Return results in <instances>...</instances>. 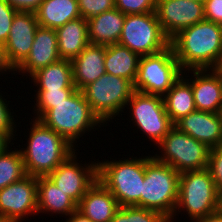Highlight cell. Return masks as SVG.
Listing matches in <instances>:
<instances>
[{
    "instance_id": "obj_35",
    "label": "cell",
    "mask_w": 222,
    "mask_h": 222,
    "mask_svg": "<svg viewBox=\"0 0 222 222\" xmlns=\"http://www.w3.org/2000/svg\"><path fill=\"white\" fill-rule=\"evenodd\" d=\"M17 12L7 1L0 0V44L2 45L8 39L10 27Z\"/></svg>"
},
{
    "instance_id": "obj_20",
    "label": "cell",
    "mask_w": 222,
    "mask_h": 222,
    "mask_svg": "<svg viewBox=\"0 0 222 222\" xmlns=\"http://www.w3.org/2000/svg\"><path fill=\"white\" fill-rule=\"evenodd\" d=\"M105 46L88 44L72 63L73 83L77 90H82L91 82L105 74Z\"/></svg>"
},
{
    "instance_id": "obj_43",
    "label": "cell",
    "mask_w": 222,
    "mask_h": 222,
    "mask_svg": "<svg viewBox=\"0 0 222 222\" xmlns=\"http://www.w3.org/2000/svg\"><path fill=\"white\" fill-rule=\"evenodd\" d=\"M0 222H10V221L4 218L3 216H0Z\"/></svg>"
},
{
    "instance_id": "obj_10",
    "label": "cell",
    "mask_w": 222,
    "mask_h": 222,
    "mask_svg": "<svg viewBox=\"0 0 222 222\" xmlns=\"http://www.w3.org/2000/svg\"><path fill=\"white\" fill-rule=\"evenodd\" d=\"M119 44L139 56L163 51L170 46V39L162 30L155 12L126 14Z\"/></svg>"
},
{
    "instance_id": "obj_36",
    "label": "cell",
    "mask_w": 222,
    "mask_h": 222,
    "mask_svg": "<svg viewBox=\"0 0 222 222\" xmlns=\"http://www.w3.org/2000/svg\"><path fill=\"white\" fill-rule=\"evenodd\" d=\"M205 20L222 25V0H204Z\"/></svg>"
},
{
    "instance_id": "obj_23",
    "label": "cell",
    "mask_w": 222,
    "mask_h": 222,
    "mask_svg": "<svg viewBox=\"0 0 222 222\" xmlns=\"http://www.w3.org/2000/svg\"><path fill=\"white\" fill-rule=\"evenodd\" d=\"M61 59L72 60L89 44L88 20L80 17L55 30Z\"/></svg>"
},
{
    "instance_id": "obj_40",
    "label": "cell",
    "mask_w": 222,
    "mask_h": 222,
    "mask_svg": "<svg viewBox=\"0 0 222 222\" xmlns=\"http://www.w3.org/2000/svg\"><path fill=\"white\" fill-rule=\"evenodd\" d=\"M68 217L69 218H67L65 222H93L88 217L84 216L81 212H79L78 210L69 214Z\"/></svg>"
},
{
    "instance_id": "obj_9",
    "label": "cell",
    "mask_w": 222,
    "mask_h": 222,
    "mask_svg": "<svg viewBox=\"0 0 222 222\" xmlns=\"http://www.w3.org/2000/svg\"><path fill=\"white\" fill-rule=\"evenodd\" d=\"M154 157L177 172L203 170L208 167L210 148L174 126L157 145ZM160 147V148H159ZM159 153V154H157Z\"/></svg>"
},
{
    "instance_id": "obj_39",
    "label": "cell",
    "mask_w": 222,
    "mask_h": 222,
    "mask_svg": "<svg viewBox=\"0 0 222 222\" xmlns=\"http://www.w3.org/2000/svg\"><path fill=\"white\" fill-rule=\"evenodd\" d=\"M195 222H222V209L208 214L205 217L196 220Z\"/></svg>"
},
{
    "instance_id": "obj_34",
    "label": "cell",
    "mask_w": 222,
    "mask_h": 222,
    "mask_svg": "<svg viewBox=\"0 0 222 222\" xmlns=\"http://www.w3.org/2000/svg\"><path fill=\"white\" fill-rule=\"evenodd\" d=\"M207 169L210 171L217 190L222 192V145L210 148Z\"/></svg>"
},
{
    "instance_id": "obj_28",
    "label": "cell",
    "mask_w": 222,
    "mask_h": 222,
    "mask_svg": "<svg viewBox=\"0 0 222 222\" xmlns=\"http://www.w3.org/2000/svg\"><path fill=\"white\" fill-rule=\"evenodd\" d=\"M20 148L19 144L14 151L10 146L0 154V189L27 176Z\"/></svg>"
},
{
    "instance_id": "obj_45",
    "label": "cell",
    "mask_w": 222,
    "mask_h": 222,
    "mask_svg": "<svg viewBox=\"0 0 222 222\" xmlns=\"http://www.w3.org/2000/svg\"><path fill=\"white\" fill-rule=\"evenodd\" d=\"M220 195H221V209H222V192L220 193Z\"/></svg>"
},
{
    "instance_id": "obj_26",
    "label": "cell",
    "mask_w": 222,
    "mask_h": 222,
    "mask_svg": "<svg viewBox=\"0 0 222 222\" xmlns=\"http://www.w3.org/2000/svg\"><path fill=\"white\" fill-rule=\"evenodd\" d=\"M140 56L126 46L115 43L105 46L104 66L106 73L122 77L134 83Z\"/></svg>"
},
{
    "instance_id": "obj_44",
    "label": "cell",
    "mask_w": 222,
    "mask_h": 222,
    "mask_svg": "<svg viewBox=\"0 0 222 222\" xmlns=\"http://www.w3.org/2000/svg\"><path fill=\"white\" fill-rule=\"evenodd\" d=\"M219 114H220V116H221V121H222V108L220 109Z\"/></svg>"
},
{
    "instance_id": "obj_16",
    "label": "cell",
    "mask_w": 222,
    "mask_h": 222,
    "mask_svg": "<svg viewBox=\"0 0 222 222\" xmlns=\"http://www.w3.org/2000/svg\"><path fill=\"white\" fill-rule=\"evenodd\" d=\"M189 72L193 74L191 78H188L190 77L187 75ZM182 76L192 86L197 110L211 113L220 112L222 108V83L219 75L213 69L187 70V72H182Z\"/></svg>"
},
{
    "instance_id": "obj_42",
    "label": "cell",
    "mask_w": 222,
    "mask_h": 222,
    "mask_svg": "<svg viewBox=\"0 0 222 222\" xmlns=\"http://www.w3.org/2000/svg\"><path fill=\"white\" fill-rule=\"evenodd\" d=\"M213 70L219 75L221 83H222V64Z\"/></svg>"
},
{
    "instance_id": "obj_37",
    "label": "cell",
    "mask_w": 222,
    "mask_h": 222,
    "mask_svg": "<svg viewBox=\"0 0 222 222\" xmlns=\"http://www.w3.org/2000/svg\"><path fill=\"white\" fill-rule=\"evenodd\" d=\"M19 12L35 13L43 0H5Z\"/></svg>"
},
{
    "instance_id": "obj_11",
    "label": "cell",
    "mask_w": 222,
    "mask_h": 222,
    "mask_svg": "<svg viewBox=\"0 0 222 222\" xmlns=\"http://www.w3.org/2000/svg\"><path fill=\"white\" fill-rule=\"evenodd\" d=\"M126 107L130 109L133 127L140 129L156 146L175 126L165 110L163 96L135 90Z\"/></svg>"
},
{
    "instance_id": "obj_24",
    "label": "cell",
    "mask_w": 222,
    "mask_h": 222,
    "mask_svg": "<svg viewBox=\"0 0 222 222\" xmlns=\"http://www.w3.org/2000/svg\"><path fill=\"white\" fill-rule=\"evenodd\" d=\"M35 15L39 26L54 30L81 17L77 0H43Z\"/></svg>"
},
{
    "instance_id": "obj_13",
    "label": "cell",
    "mask_w": 222,
    "mask_h": 222,
    "mask_svg": "<svg viewBox=\"0 0 222 222\" xmlns=\"http://www.w3.org/2000/svg\"><path fill=\"white\" fill-rule=\"evenodd\" d=\"M35 214L38 215L37 177L27 175L0 189V216L10 222H22Z\"/></svg>"
},
{
    "instance_id": "obj_6",
    "label": "cell",
    "mask_w": 222,
    "mask_h": 222,
    "mask_svg": "<svg viewBox=\"0 0 222 222\" xmlns=\"http://www.w3.org/2000/svg\"><path fill=\"white\" fill-rule=\"evenodd\" d=\"M219 209L221 195L208 169L180 173L178 202L169 222H174L181 211L187 213L190 222H195Z\"/></svg>"
},
{
    "instance_id": "obj_4",
    "label": "cell",
    "mask_w": 222,
    "mask_h": 222,
    "mask_svg": "<svg viewBox=\"0 0 222 222\" xmlns=\"http://www.w3.org/2000/svg\"><path fill=\"white\" fill-rule=\"evenodd\" d=\"M144 176L145 156L97 161V179L117 199L120 207H141Z\"/></svg>"
},
{
    "instance_id": "obj_12",
    "label": "cell",
    "mask_w": 222,
    "mask_h": 222,
    "mask_svg": "<svg viewBox=\"0 0 222 222\" xmlns=\"http://www.w3.org/2000/svg\"><path fill=\"white\" fill-rule=\"evenodd\" d=\"M75 151L47 177L77 205L97 180V161L78 163ZM84 167H83V166Z\"/></svg>"
},
{
    "instance_id": "obj_21",
    "label": "cell",
    "mask_w": 222,
    "mask_h": 222,
    "mask_svg": "<svg viewBox=\"0 0 222 222\" xmlns=\"http://www.w3.org/2000/svg\"><path fill=\"white\" fill-rule=\"evenodd\" d=\"M125 17V14L114 8L89 18V43L104 46L118 43L125 22Z\"/></svg>"
},
{
    "instance_id": "obj_33",
    "label": "cell",
    "mask_w": 222,
    "mask_h": 222,
    "mask_svg": "<svg viewBox=\"0 0 222 222\" xmlns=\"http://www.w3.org/2000/svg\"><path fill=\"white\" fill-rule=\"evenodd\" d=\"M7 99H5V97L2 96L1 92H0V132H3L5 133L11 140H13V138L15 136H18V135H14L16 134V131H17V127L14 122V115L12 112L11 113V110L13 109H9L11 108L9 106V103L11 101H6ZM9 107V108H8ZM16 131H15V130Z\"/></svg>"
},
{
    "instance_id": "obj_8",
    "label": "cell",
    "mask_w": 222,
    "mask_h": 222,
    "mask_svg": "<svg viewBox=\"0 0 222 222\" xmlns=\"http://www.w3.org/2000/svg\"><path fill=\"white\" fill-rule=\"evenodd\" d=\"M182 72L170 45L161 52L140 56L133 88L141 93L164 96Z\"/></svg>"
},
{
    "instance_id": "obj_25",
    "label": "cell",
    "mask_w": 222,
    "mask_h": 222,
    "mask_svg": "<svg viewBox=\"0 0 222 222\" xmlns=\"http://www.w3.org/2000/svg\"><path fill=\"white\" fill-rule=\"evenodd\" d=\"M37 90H76L71 60L60 59L30 76Z\"/></svg>"
},
{
    "instance_id": "obj_7",
    "label": "cell",
    "mask_w": 222,
    "mask_h": 222,
    "mask_svg": "<svg viewBox=\"0 0 222 222\" xmlns=\"http://www.w3.org/2000/svg\"><path fill=\"white\" fill-rule=\"evenodd\" d=\"M134 91L129 80L109 73L101 75L82 89L86 101L103 124L112 122L124 112Z\"/></svg>"
},
{
    "instance_id": "obj_41",
    "label": "cell",
    "mask_w": 222,
    "mask_h": 222,
    "mask_svg": "<svg viewBox=\"0 0 222 222\" xmlns=\"http://www.w3.org/2000/svg\"><path fill=\"white\" fill-rule=\"evenodd\" d=\"M11 141L12 140L5 133L0 132V154L9 148L10 144L14 145V143H11Z\"/></svg>"
},
{
    "instance_id": "obj_2",
    "label": "cell",
    "mask_w": 222,
    "mask_h": 222,
    "mask_svg": "<svg viewBox=\"0 0 222 222\" xmlns=\"http://www.w3.org/2000/svg\"><path fill=\"white\" fill-rule=\"evenodd\" d=\"M30 126L26 148L20 149L27 175L48 176L78 150L40 120H31Z\"/></svg>"
},
{
    "instance_id": "obj_18",
    "label": "cell",
    "mask_w": 222,
    "mask_h": 222,
    "mask_svg": "<svg viewBox=\"0 0 222 222\" xmlns=\"http://www.w3.org/2000/svg\"><path fill=\"white\" fill-rule=\"evenodd\" d=\"M175 126L209 148L222 145V121L219 113L195 110L180 119Z\"/></svg>"
},
{
    "instance_id": "obj_17",
    "label": "cell",
    "mask_w": 222,
    "mask_h": 222,
    "mask_svg": "<svg viewBox=\"0 0 222 222\" xmlns=\"http://www.w3.org/2000/svg\"><path fill=\"white\" fill-rule=\"evenodd\" d=\"M58 42L56 31L52 28L39 26L29 55L15 69L16 75L23 73L29 77L41 68L59 61Z\"/></svg>"
},
{
    "instance_id": "obj_5",
    "label": "cell",
    "mask_w": 222,
    "mask_h": 222,
    "mask_svg": "<svg viewBox=\"0 0 222 222\" xmlns=\"http://www.w3.org/2000/svg\"><path fill=\"white\" fill-rule=\"evenodd\" d=\"M180 173L154 156H145L141 207L156 210L170 220L179 196Z\"/></svg>"
},
{
    "instance_id": "obj_29",
    "label": "cell",
    "mask_w": 222,
    "mask_h": 222,
    "mask_svg": "<svg viewBox=\"0 0 222 222\" xmlns=\"http://www.w3.org/2000/svg\"><path fill=\"white\" fill-rule=\"evenodd\" d=\"M110 222H169V220L156 210L138 206H122Z\"/></svg>"
},
{
    "instance_id": "obj_32",
    "label": "cell",
    "mask_w": 222,
    "mask_h": 222,
    "mask_svg": "<svg viewBox=\"0 0 222 222\" xmlns=\"http://www.w3.org/2000/svg\"><path fill=\"white\" fill-rule=\"evenodd\" d=\"M81 17L89 19L115 8V0H77Z\"/></svg>"
},
{
    "instance_id": "obj_3",
    "label": "cell",
    "mask_w": 222,
    "mask_h": 222,
    "mask_svg": "<svg viewBox=\"0 0 222 222\" xmlns=\"http://www.w3.org/2000/svg\"><path fill=\"white\" fill-rule=\"evenodd\" d=\"M40 121L64 137L75 148L76 140L79 142L80 137L90 133L92 129L96 131L94 129L106 126L94 114L82 90L77 89L65 101L51 103V109Z\"/></svg>"
},
{
    "instance_id": "obj_1",
    "label": "cell",
    "mask_w": 222,
    "mask_h": 222,
    "mask_svg": "<svg viewBox=\"0 0 222 222\" xmlns=\"http://www.w3.org/2000/svg\"><path fill=\"white\" fill-rule=\"evenodd\" d=\"M182 71L215 69L222 64V25L203 20L170 40Z\"/></svg>"
},
{
    "instance_id": "obj_31",
    "label": "cell",
    "mask_w": 222,
    "mask_h": 222,
    "mask_svg": "<svg viewBox=\"0 0 222 222\" xmlns=\"http://www.w3.org/2000/svg\"><path fill=\"white\" fill-rule=\"evenodd\" d=\"M115 8L123 14H144L155 12L154 0H115Z\"/></svg>"
},
{
    "instance_id": "obj_22",
    "label": "cell",
    "mask_w": 222,
    "mask_h": 222,
    "mask_svg": "<svg viewBox=\"0 0 222 222\" xmlns=\"http://www.w3.org/2000/svg\"><path fill=\"white\" fill-rule=\"evenodd\" d=\"M77 210V204L47 176L37 177V213L68 216ZM64 214V215H63Z\"/></svg>"
},
{
    "instance_id": "obj_38",
    "label": "cell",
    "mask_w": 222,
    "mask_h": 222,
    "mask_svg": "<svg viewBox=\"0 0 222 222\" xmlns=\"http://www.w3.org/2000/svg\"><path fill=\"white\" fill-rule=\"evenodd\" d=\"M7 71L8 72L11 71L12 74H15L14 73V71H15L14 68L7 61L4 46L2 44H0V72L2 74H4Z\"/></svg>"
},
{
    "instance_id": "obj_30",
    "label": "cell",
    "mask_w": 222,
    "mask_h": 222,
    "mask_svg": "<svg viewBox=\"0 0 222 222\" xmlns=\"http://www.w3.org/2000/svg\"><path fill=\"white\" fill-rule=\"evenodd\" d=\"M75 90H35L36 104L33 119L40 120L50 109L51 103L65 101Z\"/></svg>"
},
{
    "instance_id": "obj_27",
    "label": "cell",
    "mask_w": 222,
    "mask_h": 222,
    "mask_svg": "<svg viewBox=\"0 0 222 222\" xmlns=\"http://www.w3.org/2000/svg\"><path fill=\"white\" fill-rule=\"evenodd\" d=\"M165 110L175 125L180 119L196 109L191 84L181 75L163 96Z\"/></svg>"
},
{
    "instance_id": "obj_15",
    "label": "cell",
    "mask_w": 222,
    "mask_h": 222,
    "mask_svg": "<svg viewBox=\"0 0 222 222\" xmlns=\"http://www.w3.org/2000/svg\"><path fill=\"white\" fill-rule=\"evenodd\" d=\"M38 27L35 13L18 11L15 14L8 39L3 45L7 61L14 70L29 55Z\"/></svg>"
},
{
    "instance_id": "obj_14",
    "label": "cell",
    "mask_w": 222,
    "mask_h": 222,
    "mask_svg": "<svg viewBox=\"0 0 222 222\" xmlns=\"http://www.w3.org/2000/svg\"><path fill=\"white\" fill-rule=\"evenodd\" d=\"M204 1L159 0L155 13L165 35L171 40L181 30L205 20Z\"/></svg>"
},
{
    "instance_id": "obj_19",
    "label": "cell",
    "mask_w": 222,
    "mask_h": 222,
    "mask_svg": "<svg viewBox=\"0 0 222 222\" xmlns=\"http://www.w3.org/2000/svg\"><path fill=\"white\" fill-rule=\"evenodd\" d=\"M119 208L117 199L98 179L77 205V210L93 222H110Z\"/></svg>"
}]
</instances>
